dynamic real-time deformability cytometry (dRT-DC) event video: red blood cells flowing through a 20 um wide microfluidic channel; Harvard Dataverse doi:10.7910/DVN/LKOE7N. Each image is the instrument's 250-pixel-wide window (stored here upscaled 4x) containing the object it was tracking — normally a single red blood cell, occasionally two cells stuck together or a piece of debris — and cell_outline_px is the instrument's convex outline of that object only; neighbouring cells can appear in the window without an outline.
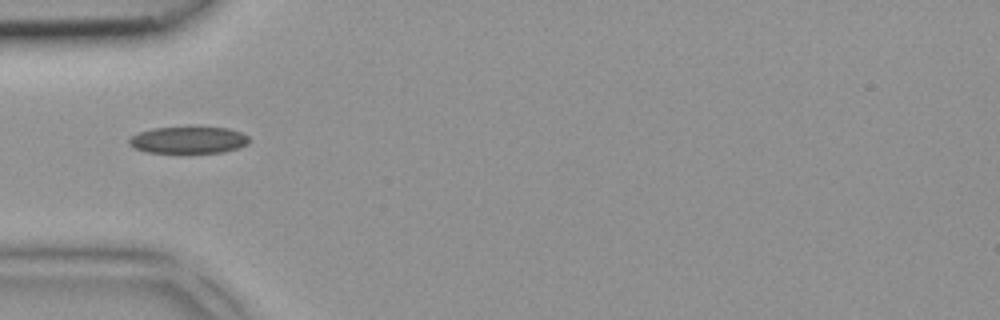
{"species": "common noctule bat (a hibernating species)", "species_latin": "Nyctalus noctula", "temperature_condition": "room temperature", "stored_images_in_passage": 2, "camera_frame_rate_fps": 3000, "um_per_image_px": 0.085, "animal": {"sex": "female", "body_mass_g": 18.4}, "frame": {"image": 1, "passage_image": 1, "time_ms": 0.0, "image_size_px": [1000, 320], "cell_outline_px": [[248, 144], [224, 152], [180, 156], [148, 152], [136, 148], [128, 144], [128, 140], [132, 136], [140, 132], [152, 128], [228, 128], [240, 132], [248, 136]], "centroid_in_image_um": [15.99, 11.97], "position_along_channel_um": 69.0, "area_um2": 19.36}}